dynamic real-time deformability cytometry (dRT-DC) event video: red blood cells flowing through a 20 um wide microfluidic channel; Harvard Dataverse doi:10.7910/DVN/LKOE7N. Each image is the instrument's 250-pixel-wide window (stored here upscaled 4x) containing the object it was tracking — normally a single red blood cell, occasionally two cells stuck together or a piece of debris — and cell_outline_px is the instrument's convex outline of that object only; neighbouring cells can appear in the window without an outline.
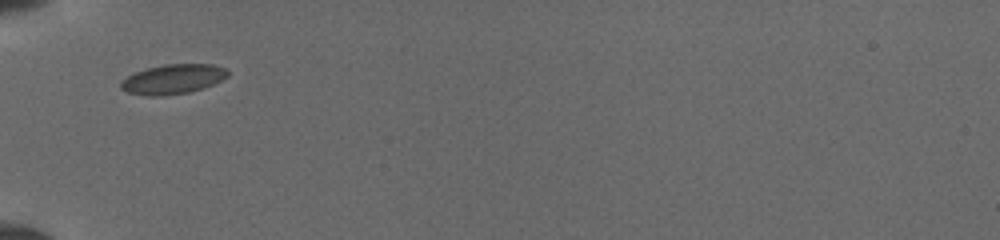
{"species": "common noctule bat (a hibernating species)", "species_latin": "Nyctalus noctula", "temperature_condition": "cold", "stored_images_in_passage": 51, "camera_frame_rate_fps": 3000, "um_per_image_px": 0.085, "animal": {"sex": "female", "body_mass_g": 19.5, "forearm_length_mm": 54.1}, "frame": {"image": 1, "passage_image": 1, "time_ms": 0.0, "image_size_px": [1000, 240], "cell_outline_px": [[228, 76], [212, 84], [188, 92], [160, 96], [148, 96], [128, 92], [120, 88], [120, 84], [128, 76], [136, 72], [148, 68], [164, 64], [208, 64], [224, 68], [228, 72]], "centroid_in_image_um": [14.67, 6.72], "position_along_channel_um": 70.3, "area_um2": 18.03}}
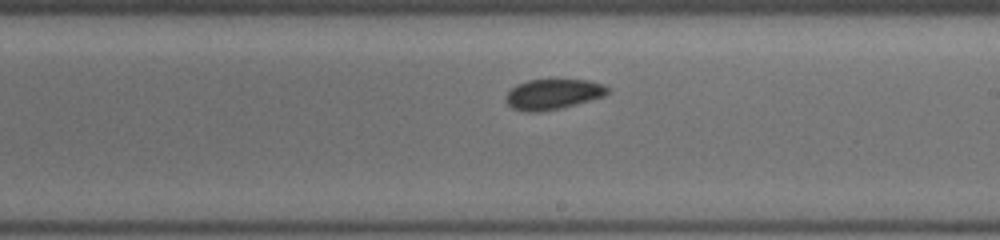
{"frame": {"image": 2, "passage_image": 23, "time_ms": 4.333, "image_size_px": [1000, 240], "cell_outline_px": [[608, 92], [604, 96], [560, 108], [532, 112], [524, 112], [512, 108], [504, 100], [508, 92], [516, 84], [528, 80], [556, 76], [588, 80], [604, 84], [608, 88]], "centroid_in_image_um": [46.99, 7.94], "position_along_channel_um": 242.0, "area_um2": 18.67}}
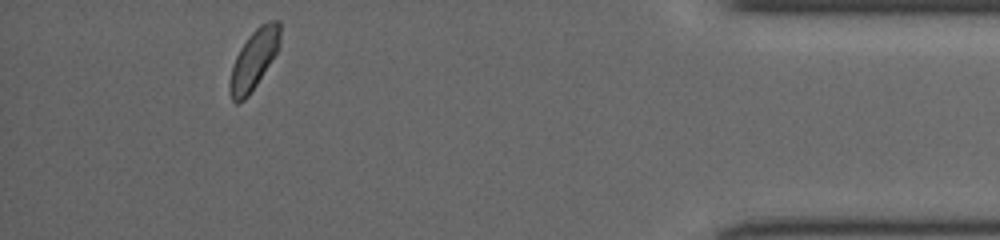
{"frame": {"image": 3, "passage_image": 44, "time_ms": 9.667, "image_size_px": [1000, 240], "cell_outline_px": [[280, 48], [248, 96], [244, 100], [236, 104], [232, 100], [228, 84], [232, 68], [236, 56], [240, 48], [248, 36], [260, 24], [272, 20], [280, 20]], "centroid_in_image_um": [21.59, 5.04], "position_along_channel_um": 413.6, "area_um2": 17.4}}